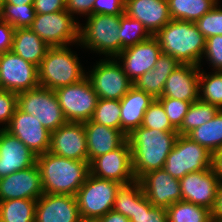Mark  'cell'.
Instances as JSON below:
<instances>
[{
    "label": "cell",
    "instance_id": "1",
    "mask_svg": "<svg viewBox=\"0 0 222 222\" xmlns=\"http://www.w3.org/2000/svg\"><path fill=\"white\" fill-rule=\"evenodd\" d=\"M131 148L135 179L162 169L178 138L177 131H160L138 127L126 136Z\"/></svg>",
    "mask_w": 222,
    "mask_h": 222
},
{
    "label": "cell",
    "instance_id": "2",
    "mask_svg": "<svg viewBox=\"0 0 222 222\" xmlns=\"http://www.w3.org/2000/svg\"><path fill=\"white\" fill-rule=\"evenodd\" d=\"M42 189L47 194H67L76 196L79 188L90 174L89 162L68 159L50 151L38 155Z\"/></svg>",
    "mask_w": 222,
    "mask_h": 222
},
{
    "label": "cell",
    "instance_id": "3",
    "mask_svg": "<svg viewBox=\"0 0 222 222\" xmlns=\"http://www.w3.org/2000/svg\"><path fill=\"white\" fill-rule=\"evenodd\" d=\"M154 37L163 54L173 56L180 64L201 67L206 38L194 22L171 19Z\"/></svg>",
    "mask_w": 222,
    "mask_h": 222
},
{
    "label": "cell",
    "instance_id": "4",
    "mask_svg": "<svg viewBox=\"0 0 222 222\" xmlns=\"http://www.w3.org/2000/svg\"><path fill=\"white\" fill-rule=\"evenodd\" d=\"M67 46L49 47L38 66V79L42 87L56 90L81 81L86 72L78 55Z\"/></svg>",
    "mask_w": 222,
    "mask_h": 222
},
{
    "label": "cell",
    "instance_id": "5",
    "mask_svg": "<svg viewBox=\"0 0 222 222\" xmlns=\"http://www.w3.org/2000/svg\"><path fill=\"white\" fill-rule=\"evenodd\" d=\"M86 19L85 26L79 24L77 45L106 58H116L121 53L120 15L92 14Z\"/></svg>",
    "mask_w": 222,
    "mask_h": 222
},
{
    "label": "cell",
    "instance_id": "6",
    "mask_svg": "<svg viewBox=\"0 0 222 222\" xmlns=\"http://www.w3.org/2000/svg\"><path fill=\"white\" fill-rule=\"evenodd\" d=\"M121 185L117 181L100 179L89 174L76 194L83 222H96L113 210L115 196Z\"/></svg>",
    "mask_w": 222,
    "mask_h": 222
},
{
    "label": "cell",
    "instance_id": "7",
    "mask_svg": "<svg viewBox=\"0 0 222 222\" xmlns=\"http://www.w3.org/2000/svg\"><path fill=\"white\" fill-rule=\"evenodd\" d=\"M18 108L37 118L50 133L67 121L55 91L42 86L17 94Z\"/></svg>",
    "mask_w": 222,
    "mask_h": 222
},
{
    "label": "cell",
    "instance_id": "8",
    "mask_svg": "<svg viewBox=\"0 0 222 222\" xmlns=\"http://www.w3.org/2000/svg\"><path fill=\"white\" fill-rule=\"evenodd\" d=\"M163 168L180 180L188 173L212 168V153L188 136L178 135Z\"/></svg>",
    "mask_w": 222,
    "mask_h": 222
},
{
    "label": "cell",
    "instance_id": "9",
    "mask_svg": "<svg viewBox=\"0 0 222 222\" xmlns=\"http://www.w3.org/2000/svg\"><path fill=\"white\" fill-rule=\"evenodd\" d=\"M67 10L36 14L30 29L49 47L67 46L79 42V23Z\"/></svg>",
    "mask_w": 222,
    "mask_h": 222
},
{
    "label": "cell",
    "instance_id": "10",
    "mask_svg": "<svg viewBox=\"0 0 222 222\" xmlns=\"http://www.w3.org/2000/svg\"><path fill=\"white\" fill-rule=\"evenodd\" d=\"M86 77L99 99L121 100L133 87L116 58L100 59Z\"/></svg>",
    "mask_w": 222,
    "mask_h": 222
},
{
    "label": "cell",
    "instance_id": "11",
    "mask_svg": "<svg viewBox=\"0 0 222 222\" xmlns=\"http://www.w3.org/2000/svg\"><path fill=\"white\" fill-rule=\"evenodd\" d=\"M54 91L67 122L91 120L99 98L87 77Z\"/></svg>",
    "mask_w": 222,
    "mask_h": 222
},
{
    "label": "cell",
    "instance_id": "12",
    "mask_svg": "<svg viewBox=\"0 0 222 222\" xmlns=\"http://www.w3.org/2000/svg\"><path fill=\"white\" fill-rule=\"evenodd\" d=\"M0 78L1 90L17 94L40 86L38 66L13 51L0 54Z\"/></svg>",
    "mask_w": 222,
    "mask_h": 222
},
{
    "label": "cell",
    "instance_id": "13",
    "mask_svg": "<svg viewBox=\"0 0 222 222\" xmlns=\"http://www.w3.org/2000/svg\"><path fill=\"white\" fill-rule=\"evenodd\" d=\"M90 174L117 181L122 185L134 182L131 148L126 140L119 148L94 158L89 163Z\"/></svg>",
    "mask_w": 222,
    "mask_h": 222
},
{
    "label": "cell",
    "instance_id": "14",
    "mask_svg": "<svg viewBox=\"0 0 222 222\" xmlns=\"http://www.w3.org/2000/svg\"><path fill=\"white\" fill-rule=\"evenodd\" d=\"M5 130L17 137L37 156L50 149L51 133L37 118L21 111L18 107Z\"/></svg>",
    "mask_w": 222,
    "mask_h": 222
},
{
    "label": "cell",
    "instance_id": "15",
    "mask_svg": "<svg viewBox=\"0 0 222 222\" xmlns=\"http://www.w3.org/2000/svg\"><path fill=\"white\" fill-rule=\"evenodd\" d=\"M161 55L162 49L158 40L151 36L143 42L124 48L116 60L119 61L128 78L134 82L144 73L153 69Z\"/></svg>",
    "mask_w": 222,
    "mask_h": 222
},
{
    "label": "cell",
    "instance_id": "16",
    "mask_svg": "<svg viewBox=\"0 0 222 222\" xmlns=\"http://www.w3.org/2000/svg\"><path fill=\"white\" fill-rule=\"evenodd\" d=\"M179 182L183 201L213 209L220 180L212 168L188 173Z\"/></svg>",
    "mask_w": 222,
    "mask_h": 222
},
{
    "label": "cell",
    "instance_id": "17",
    "mask_svg": "<svg viewBox=\"0 0 222 222\" xmlns=\"http://www.w3.org/2000/svg\"><path fill=\"white\" fill-rule=\"evenodd\" d=\"M49 151L68 159L88 161L84 123L66 122L51 132Z\"/></svg>",
    "mask_w": 222,
    "mask_h": 222
},
{
    "label": "cell",
    "instance_id": "18",
    "mask_svg": "<svg viewBox=\"0 0 222 222\" xmlns=\"http://www.w3.org/2000/svg\"><path fill=\"white\" fill-rule=\"evenodd\" d=\"M138 181L145 196L155 207L167 209L182 200L179 179L173 178L164 168L148 172Z\"/></svg>",
    "mask_w": 222,
    "mask_h": 222
},
{
    "label": "cell",
    "instance_id": "19",
    "mask_svg": "<svg viewBox=\"0 0 222 222\" xmlns=\"http://www.w3.org/2000/svg\"><path fill=\"white\" fill-rule=\"evenodd\" d=\"M43 194L41 176L36 164L0 178V201L38 200Z\"/></svg>",
    "mask_w": 222,
    "mask_h": 222
},
{
    "label": "cell",
    "instance_id": "20",
    "mask_svg": "<svg viewBox=\"0 0 222 222\" xmlns=\"http://www.w3.org/2000/svg\"><path fill=\"white\" fill-rule=\"evenodd\" d=\"M35 222H83L76 196L44 193L36 203Z\"/></svg>",
    "mask_w": 222,
    "mask_h": 222
},
{
    "label": "cell",
    "instance_id": "21",
    "mask_svg": "<svg viewBox=\"0 0 222 222\" xmlns=\"http://www.w3.org/2000/svg\"><path fill=\"white\" fill-rule=\"evenodd\" d=\"M37 155L17 137L0 128V178L36 164Z\"/></svg>",
    "mask_w": 222,
    "mask_h": 222
},
{
    "label": "cell",
    "instance_id": "22",
    "mask_svg": "<svg viewBox=\"0 0 222 222\" xmlns=\"http://www.w3.org/2000/svg\"><path fill=\"white\" fill-rule=\"evenodd\" d=\"M200 66L180 64L167 78L163 93L158 98H173L186 102L199 99Z\"/></svg>",
    "mask_w": 222,
    "mask_h": 222
},
{
    "label": "cell",
    "instance_id": "23",
    "mask_svg": "<svg viewBox=\"0 0 222 222\" xmlns=\"http://www.w3.org/2000/svg\"><path fill=\"white\" fill-rule=\"evenodd\" d=\"M125 13L140 21L152 36L171 20L167 0H125Z\"/></svg>",
    "mask_w": 222,
    "mask_h": 222
},
{
    "label": "cell",
    "instance_id": "24",
    "mask_svg": "<svg viewBox=\"0 0 222 222\" xmlns=\"http://www.w3.org/2000/svg\"><path fill=\"white\" fill-rule=\"evenodd\" d=\"M83 123L89 163L100 155L116 150L127 140L121 130L106 127L92 120Z\"/></svg>",
    "mask_w": 222,
    "mask_h": 222
},
{
    "label": "cell",
    "instance_id": "25",
    "mask_svg": "<svg viewBox=\"0 0 222 222\" xmlns=\"http://www.w3.org/2000/svg\"><path fill=\"white\" fill-rule=\"evenodd\" d=\"M155 98L134 86L120 100L121 131L127 136L142 126L144 114Z\"/></svg>",
    "mask_w": 222,
    "mask_h": 222
},
{
    "label": "cell",
    "instance_id": "26",
    "mask_svg": "<svg viewBox=\"0 0 222 222\" xmlns=\"http://www.w3.org/2000/svg\"><path fill=\"white\" fill-rule=\"evenodd\" d=\"M180 65V63L170 55L163 54L156 61L153 69L144 73L133 86L141 91L152 95L155 99L162 96L163 88L168 76Z\"/></svg>",
    "mask_w": 222,
    "mask_h": 222
},
{
    "label": "cell",
    "instance_id": "27",
    "mask_svg": "<svg viewBox=\"0 0 222 222\" xmlns=\"http://www.w3.org/2000/svg\"><path fill=\"white\" fill-rule=\"evenodd\" d=\"M49 46L30 28L15 29L12 51L26 61L39 66Z\"/></svg>",
    "mask_w": 222,
    "mask_h": 222
},
{
    "label": "cell",
    "instance_id": "28",
    "mask_svg": "<svg viewBox=\"0 0 222 222\" xmlns=\"http://www.w3.org/2000/svg\"><path fill=\"white\" fill-rule=\"evenodd\" d=\"M172 20L196 22L209 12L219 0H167Z\"/></svg>",
    "mask_w": 222,
    "mask_h": 222
},
{
    "label": "cell",
    "instance_id": "29",
    "mask_svg": "<svg viewBox=\"0 0 222 222\" xmlns=\"http://www.w3.org/2000/svg\"><path fill=\"white\" fill-rule=\"evenodd\" d=\"M186 136L212 154L222 149V110H219L212 120L194 128Z\"/></svg>",
    "mask_w": 222,
    "mask_h": 222
},
{
    "label": "cell",
    "instance_id": "30",
    "mask_svg": "<svg viewBox=\"0 0 222 222\" xmlns=\"http://www.w3.org/2000/svg\"><path fill=\"white\" fill-rule=\"evenodd\" d=\"M36 203L31 199L0 201V222H35Z\"/></svg>",
    "mask_w": 222,
    "mask_h": 222
},
{
    "label": "cell",
    "instance_id": "31",
    "mask_svg": "<svg viewBox=\"0 0 222 222\" xmlns=\"http://www.w3.org/2000/svg\"><path fill=\"white\" fill-rule=\"evenodd\" d=\"M219 110L217 106L201 99L192 102L180 128L177 130L178 135H187L194 128L209 122Z\"/></svg>",
    "mask_w": 222,
    "mask_h": 222
},
{
    "label": "cell",
    "instance_id": "32",
    "mask_svg": "<svg viewBox=\"0 0 222 222\" xmlns=\"http://www.w3.org/2000/svg\"><path fill=\"white\" fill-rule=\"evenodd\" d=\"M168 222H209L211 210L187 201L173 203L167 208Z\"/></svg>",
    "mask_w": 222,
    "mask_h": 222
},
{
    "label": "cell",
    "instance_id": "33",
    "mask_svg": "<svg viewBox=\"0 0 222 222\" xmlns=\"http://www.w3.org/2000/svg\"><path fill=\"white\" fill-rule=\"evenodd\" d=\"M35 16L33 5H11L0 0V20L8 22L15 29L30 28Z\"/></svg>",
    "mask_w": 222,
    "mask_h": 222
},
{
    "label": "cell",
    "instance_id": "34",
    "mask_svg": "<svg viewBox=\"0 0 222 222\" xmlns=\"http://www.w3.org/2000/svg\"><path fill=\"white\" fill-rule=\"evenodd\" d=\"M199 99L222 110V75L219 71L206 74L200 67Z\"/></svg>",
    "mask_w": 222,
    "mask_h": 222
},
{
    "label": "cell",
    "instance_id": "35",
    "mask_svg": "<svg viewBox=\"0 0 222 222\" xmlns=\"http://www.w3.org/2000/svg\"><path fill=\"white\" fill-rule=\"evenodd\" d=\"M120 28L121 52L124 48L136 45L152 36L140 21L129 17L126 13L120 15Z\"/></svg>",
    "mask_w": 222,
    "mask_h": 222
},
{
    "label": "cell",
    "instance_id": "36",
    "mask_svg": "<svg viewBox=\"0 0 222 222\" xmlns=\"http://www.w3.org/2000/svg\"><path fill=\"white\" fill-rule=\"evenodd\" d=\"M129 220L130 222H168L167 209L153 206L141 189L135 195L134 215Z\"/></svg>",
    "mask_w": 222,
    "mask_h": 222
},
{
    "label": "cell",
    "instance_id": "37",
    "mask_svg": "<svg viewBox=\"0 0 222 222\" xmlns=\"http://www.w3.org/2000/svg\"><path fill=\"white\" fill-rule=\"evenodd\" d=\"M91 120L106 127L121 130L120 100L98 99Z\"/></svg>",
    "mask_w": 222,
    "mask_h": 222
},
{
    "label": "cell",
    "instance_id": "38",
    "mask_svg": "<svg viewBox=\"0 0 222 222\" xmlns=\"http://www.w3.org/2000/svg\"><path fill=\"white\" fill-rule=\"evenodd\" d=\"M142 189L138 180L126 185H121L116 193L113 210L128 219L134 215L135 195Z\"/></svg>",
    "mask_w": 222,
    "mask_h": 222
},
{
    "label": "cell",
    "instance_id": "39",
    "mask_svg": "<svg viewBox=\"0 0 222 222\" xmlns=\"http://www.w3.org/2000/svg\"><path fill=\"white\" fill-rule=\"evenodd\" d=\"M142 127L160 131H177L171 125L162 104L157 99L146 110Z\"/></svg>",
    "mask_w": 222,
    "mask_h": 222
},
{
    "label": "cell",
    "instance_id": "40",
    "mask_svg": "<svg viewBox=\"0 0 222 222\" xmlns=\"http://www.w3.org/2000/svg\"><path fill=\"white\" fill-rule=\"evenodd\" d=\"M195 24L206 39L214 35H222V7L217 3L209 12L198 19Z\"/></svg>",
    "mask_w": 222,
    "mask_h": 222
},
{
    "label": "cell",
    "instance_id": "41",
    "mask_svg": "<svg viewBox=\"0 0 222 222\" xmlns=\"http://www.w3.org/2000/svg\"><path fill=\"white\" fill-rule=\"evenodd\" d=\"M157 100L162 104L171 125L178 130L192 102L173 98H157Z\"/></svg>",
    "mask_w": 222,
    "mask_h": 222
},
{
    "label": "cell",
    "instance_id": "42",
    "mask_svg": "<svg viewBox=\"0 0 222 222\" xmlns=\"http://www.w3.org/2000/svg\"><path fill=\"white\" fill-rule=\"evenodd\" d=\"M203 57L212 66V71H219L222 68V35H214L206 39Z\"/></svg>",
    "mask_w": 222,
    "mask_h": 222
},
{
    "label": "cell",
    "instance_id": "43",
    "mask_svg": "<svg viewBox=\"0 0 222 222\" xmlns=\"http://www.w3.org/2000/svg\"><path fill=\"white\" fill-rule=\"evenodd\" d=\"M17 107V93L0 90V125L3 124L2 129L8 126Z\"/></svg>",
    "mask_w": 222,
    "mask_h": 222
},
{
    "label": "cell",
    "instance_id": "44",
    "mask_svg": "<svg viewBox=\"0 0 222 222\" xmlns=\"http://www.w3.org/2000/svg\"><path fill=\"white\" fill-rule=\"evenodd\" d=\"M125 13V0H94L93 14L122 15Z\"/></svg>",
    "mask_w": 222,
    "mask_h": 222
},
{
    "label": "cell",
    "instance_id": "45",
    "mask_svg": "<svg viewBox=\"0 0 222 222\" xmlns=\"http://www.w3.org/2000/svg\"><path fill=\"white\" fill-rule=\"evenodd\" d=\"M94 0H66V10L73 16H89L93 14ZM75 14V15H74Z\"/></svg>",
    "mask_w": 222,
    "mask_h": 222
},
{
    "label": "cell",
    "instance_id": "46",
    "mask_svg": "<svg viewBox=\"0 0 222 222\" xmlns=\"http://www.w3.org/2000/svg\"><path fill=\"white\" fill-rule=\"evenodd\" d=\"M36 14H46L66 10V0H34Z\"/></svg>",
    "mask_w": 222,
    "mask_h": 222
},
{
    "label": "cell",
    "instance_id": "47",
    "mask_svg": "<svg viewBox=\"0 0 222 222\" xmlns=\"http://www.w3.org/2000/svg\"><path fill=\"white\" fill-rule=\"evenodd\" d=\"M15 28L0 20V54L12 51Z\"/></svg>",
    "mask_w": 222,
    "mask_h": 222
},
{
    "label": "cell",
    "instance_id": "48",
    "mask_svg": "<svg viewBox=\"0 0 222 222\" xmlns=\"http://www.w3.org/2000/svg\"><path fill=\"white\" fill-rule=\"evenodd\" d=\"M211 217L215 221H222V181H220L217 189L215 205L211 210Z\"/></svg>",
    "mask_w": 222,
    "mask_h": 222
},
{
    "label": "cell",
    "instance_id": "49",
    "mask_svg": "<svg viewBox=\"0 0 222 222\" xmlns=\"http://www.w3.org/2000/svg\"><path fill=\"white\" fill-rule=\"evenodd\" d=\"M96 222H130V220L124 215L114 210H110L105 215L100 217Z\"/></svg>",
    "mask_w": 222,
    "mask_h": 222
},
{
    "label": "cell",
    "instance_id": "50",
    "mask_svg": "<svg viewBox=\"0 0 222 222\" xmlns=\"http://www.w3.org/2000/svg\"><path fill=\"white\" fill-rule=\"evenodd\" d=\"M212 169L219 180L222 181V149L212 154Z\"/></svg>",
    "mask_w": 222,
    "mask_h": 222
},
{
    "label": "cell",
    "instance_id": "51",
    "mask_svg": "<svg viewBox=\"0 0 222 222\" xmlns=\"http://www.w3.org/2000/svg\"><path fill=\"white\" fill-rule=\"evenodd\" d=\"M5 4L11 5H33L34 0H2Z\"/></svg>",
    "mask_w": 222,
    "mask_h": 222
},
{
    "label": "cell",
    "instance_id": "52",
    "mask_svg": "<svg viewBox=\"0 0 222 222\" xmlns=\"http://www.w3.org/2000/svg\"><path fill=\"white\" fill-rule=\"evenodd\" d=\"M209 222H219V221H215V220L211 219Z\"/></svg>",
    "mask_w": 222,
    "mask_h": 222
}]
</instances>
